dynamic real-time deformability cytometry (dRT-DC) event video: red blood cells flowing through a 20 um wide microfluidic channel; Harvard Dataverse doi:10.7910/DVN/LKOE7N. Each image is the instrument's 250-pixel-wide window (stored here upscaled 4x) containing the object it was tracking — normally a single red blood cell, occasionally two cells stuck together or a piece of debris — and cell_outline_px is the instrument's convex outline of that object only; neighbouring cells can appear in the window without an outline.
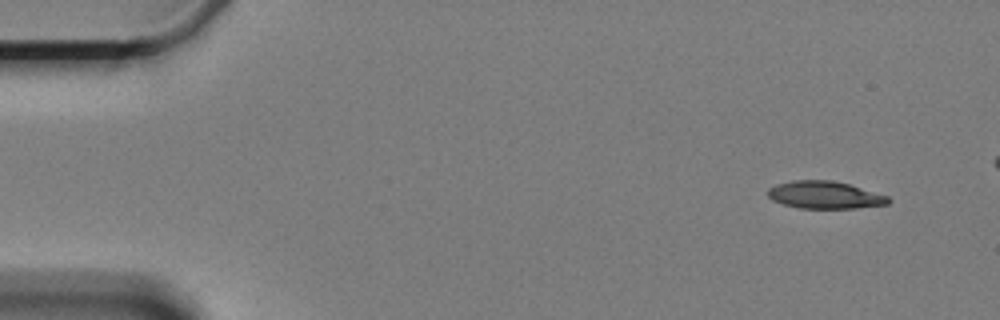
{"species": "Egyptian fruit bat (a non-hibernating species)", "species_latin": "Rousettus aegyptiacus", "temperature_condition": "cold", "stored_images_in_passage": 6, "camera_frame_rate_fps": 3000, "um_per_image_px": 0.085, "animal": {"sex": "female"}, "frame": {"image": 1, "passage_image": 1, "time_ms": 0.0, "image_size_px": [1000, 320], "cell_outline_px": [[892, 200], [888, 204], [856, 208], [800, 208], [784, 204], [772, 200], [768, 196], [768, 188], [776, 184], [792, 180], [832, 180], [848, 184], [888, 196]], "centroid_in_image_um": [70.1, 16.57], "position_along_channel_um": 14.9, "area_um2": 19.19}}